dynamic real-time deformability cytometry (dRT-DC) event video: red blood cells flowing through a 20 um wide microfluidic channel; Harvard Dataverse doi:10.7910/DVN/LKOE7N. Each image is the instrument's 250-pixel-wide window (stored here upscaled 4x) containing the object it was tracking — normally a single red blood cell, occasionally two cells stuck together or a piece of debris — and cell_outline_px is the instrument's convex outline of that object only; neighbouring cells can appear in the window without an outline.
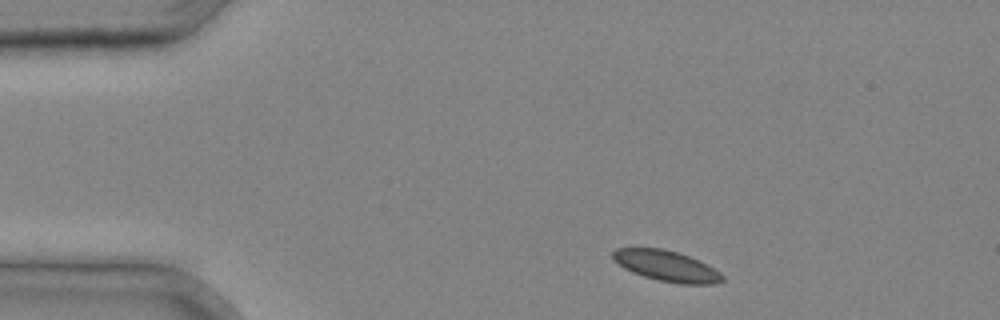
{"species": "common noctule bat (a hibernating species)", "species_latin": "Nyctalus noctula", "temperature_condition": "cold", "stored_images_in_passage": 32, "camera_frame_rate_fps": 3000, "um_per_image_px": 0.085, "animal": {"sex": "male", "body_mass_g": 20.4}, "frame": {"image": 1, "passage_image": 1, "time_ms": 0.0, "image_size_px": [1000, 320], "cell_outline_px": [[724, 280], [712, 284], [680, 284], [656, 280], [632, 272], [624, 268], [612, 260], [612, 252], [616, 248], [664, 248], [688, 256], [720, 272], [724, 276]], "centroid_in_image_um": [56.6, 22.61], "position_along_channel_um": 28.4, "area_um2": 19.48}}
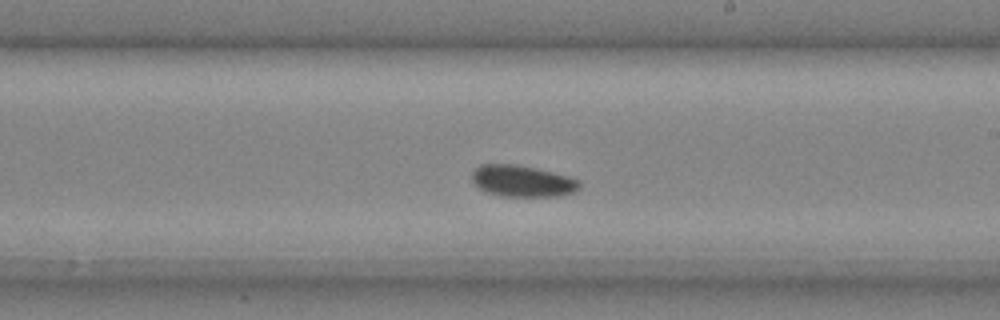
{"frame": {"image": 2, "passage_image": 17, "time_ms": 5.333, "image_size_px": [1000, 320], "cell_outline_px": [[580, 188], [572, 192], [560, 196], [500, 196], [488, 192], [480, 188], [472, 180], [472, 172], [480, 164], [516, 164], [536, 168], [568, 176], [580, 180]], "centroid_in_image_um": [44.41, 15.38], "position_along_channel_um": 244.6, "area_um2": 19.65}}
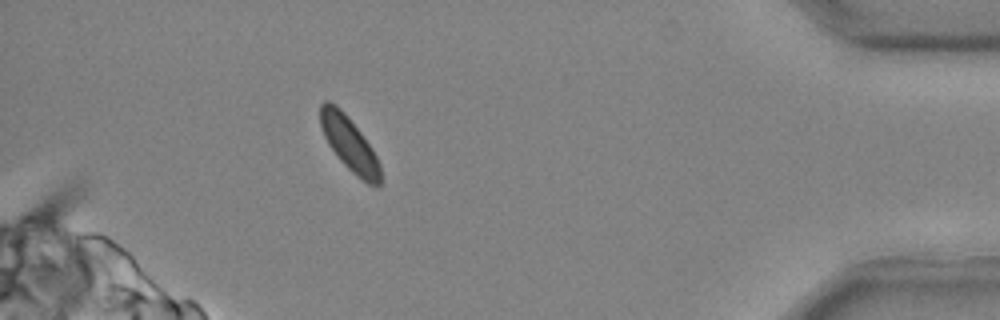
{"frame": {"image": 3, "passage_image": 29, "time_ms": 9.333, "image_size_px": [1000, 320], "cell_outline_px": [[380, 188], [368, 184], [360, 180], [340, 160], [328, 144], [324, 136], [320, 124], [320, 104], [324, 100], [328, 100], [336, 104], [344, 112], [360, 132], [372, 148], [380, 164]], "centroid_in_image_um": [29.69, 12.23], "position_along_channel_um": 405.5, "area_um2": 18.96}}